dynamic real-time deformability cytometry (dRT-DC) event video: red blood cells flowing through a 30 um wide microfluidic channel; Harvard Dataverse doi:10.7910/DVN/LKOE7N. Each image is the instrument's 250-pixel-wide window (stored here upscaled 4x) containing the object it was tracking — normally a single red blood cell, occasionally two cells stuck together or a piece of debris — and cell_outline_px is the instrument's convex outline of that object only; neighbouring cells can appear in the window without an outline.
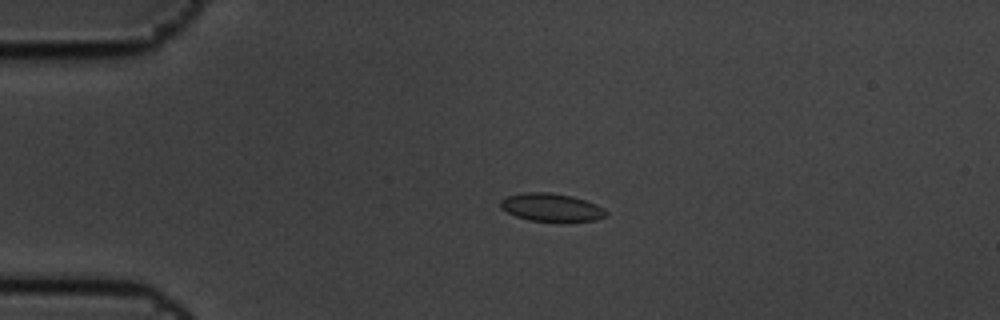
{"species": "common noctule bat (a hibernating species)", "species_latin": "Nyctalus noctula", "temperature_condition": "cold", "stored_images_in_passage": 5, "camera_frame_rate_fps": 3000, "um_per_image_px": 0.085, "animal": {"sex": "male", "body_mass_g": 19.5, "forearm_length_mm": 54.6}, "frame": {"image": 1, "passage_image": 4, "time_ms": 1.0, "image_size_px": [1000, 320], "cell_outline_px": [[608, 216], [596, 220], [528, 220], [516, 216], [500, 208], [500, 200], [508, 196], [524, 192], [548, 192], [572, 196], [596, 204], [604, 208], [608, 212]], "centroid_in_image_um": [46.87, 17.61], "position_along_channel_um": 38.1, "area_um2": 16.94}}